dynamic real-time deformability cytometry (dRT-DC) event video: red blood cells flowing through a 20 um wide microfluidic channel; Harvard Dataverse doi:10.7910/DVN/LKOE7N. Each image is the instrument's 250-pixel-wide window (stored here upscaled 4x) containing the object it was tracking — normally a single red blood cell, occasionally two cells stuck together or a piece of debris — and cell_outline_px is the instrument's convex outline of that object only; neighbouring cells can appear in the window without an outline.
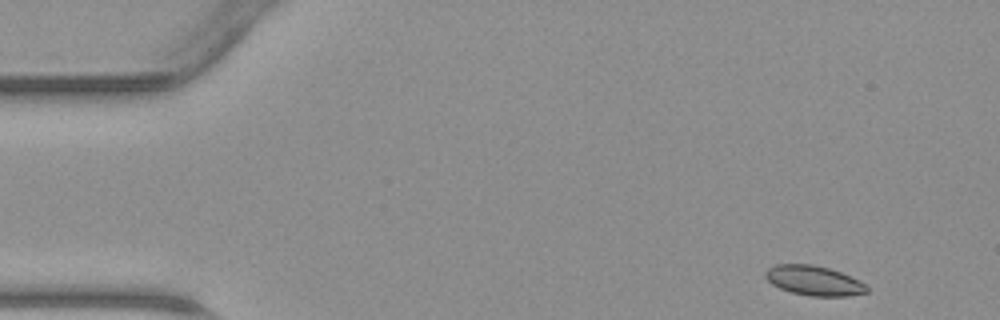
{"species": "common noctule bat (a hibernating species)", "species_latin": "Nyctalus noctula", "temperature_condition": "warm", "stored_images_in_passage": 44, "segment_of_instrument_passage": [1, 2], "camera_frame_rate_fps": 3000, "um_per_image_px": 0.085, "animal": {"sex": "male", "body_mass_g": 23.1, "forearm_length_mm": 52.7}, "frame": {"image": 1, "passage_image": 1, "time_ms": 0.0, "image_size_px": [1000, 320], "cell_outline_px": [[868, 292], [848, 296], [812, 296], [792, 292], [780, 288], [772, 284], [764, 276], [764, 272], [768, 268], [776, 264], [812, 264], [828, 268], [840, 272], [860, 280], [868, 288]], "centroid_in_image_um": [69.17, 23.84], "position_along_channel_um": 15.8, "area_um2": 17.51}}
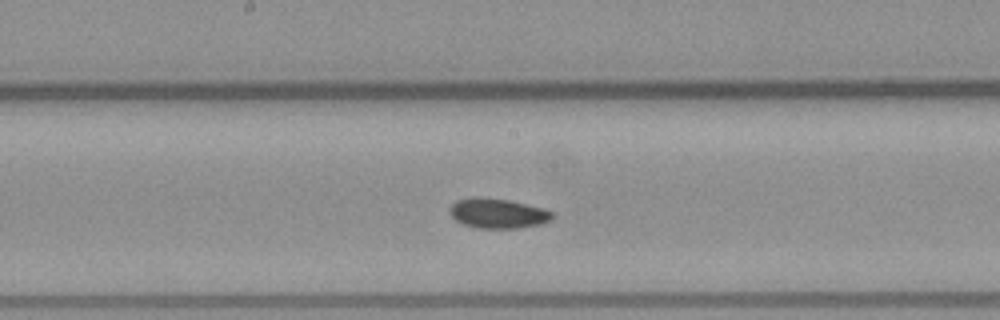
{"frame": {"image": 2, "passage_image": 21, "time_ms": 6.667, "image_size_px": [1000, 320], "cell_outline_px": [[556, 216], [552, 220], [540, 224], [516, 228], [476, 228], [464, 224], [456, 220], [452, 216], [448, 208], [456, 200], [476, 196], [508, 200], [544, 208], [552, 212]], "centroid_in_image_um": [42.32, 18.13], "position_along_channel_um": 205.9, "area_um2": 17.92}}
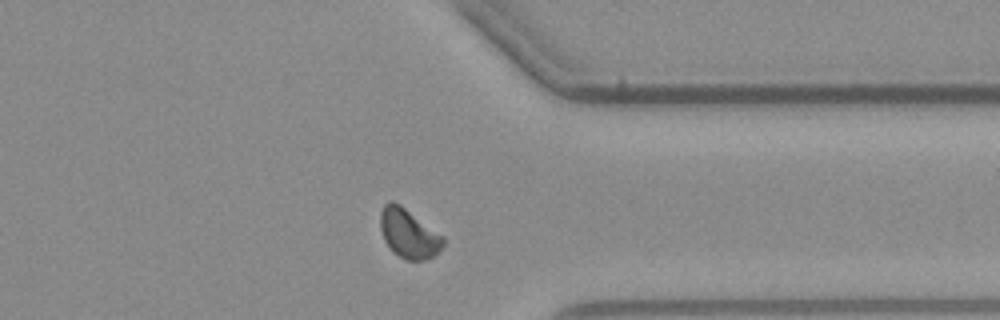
{"frame": {"image": 3, "passage_image": 33, "time_ms": 10.667, "image_size_px": [1000, 320], "cell_outline_px": [[444, 244], [432, 256], [424, 260], [404, 260], [392, 252], [384, 240], [380, 228], [380, 212], [384, 204], [388, 200], [392, 200], [400, 204], [444, 236]], "centroid_in_image_um": [34.7, 19.83], "position_along_channel_um": 376.7, "area_um2": 18.09}}